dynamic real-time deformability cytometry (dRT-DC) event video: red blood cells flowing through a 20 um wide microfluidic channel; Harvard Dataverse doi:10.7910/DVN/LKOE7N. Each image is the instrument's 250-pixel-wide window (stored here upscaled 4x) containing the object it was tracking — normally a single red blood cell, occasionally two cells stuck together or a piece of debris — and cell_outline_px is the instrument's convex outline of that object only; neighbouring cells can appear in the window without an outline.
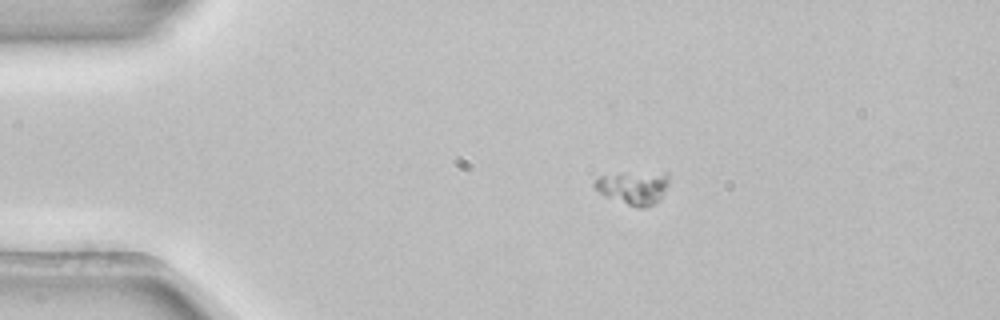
{"species": "common noctule bat (a hibernating species)", "species_latin": "Nyctalus noctula", "temperature_condition": "room temperature", "stored_images_in_passage": 2, "camera_frame_rate_fps": 3000, "um_per_image_px": 0.085, "animal": {"sex": "female", "body_mass_g": 22.7, "forearm_length_mm": 54.2}, "frame": {"image": 1, "passage_image": 1, "time_ms": 0.0, "image_size_px": [1000, 320], "cell_outline_px": [[668, 184], [660, 200], [644, 208], [640, 208], [604, 196], [592, 184], [600, 176], [664, 172], [668, 172]], "centroid_in_image_um": [53.88, 15.97], "position_along_channel_um": 31.1, "area_um2": 13.87}}